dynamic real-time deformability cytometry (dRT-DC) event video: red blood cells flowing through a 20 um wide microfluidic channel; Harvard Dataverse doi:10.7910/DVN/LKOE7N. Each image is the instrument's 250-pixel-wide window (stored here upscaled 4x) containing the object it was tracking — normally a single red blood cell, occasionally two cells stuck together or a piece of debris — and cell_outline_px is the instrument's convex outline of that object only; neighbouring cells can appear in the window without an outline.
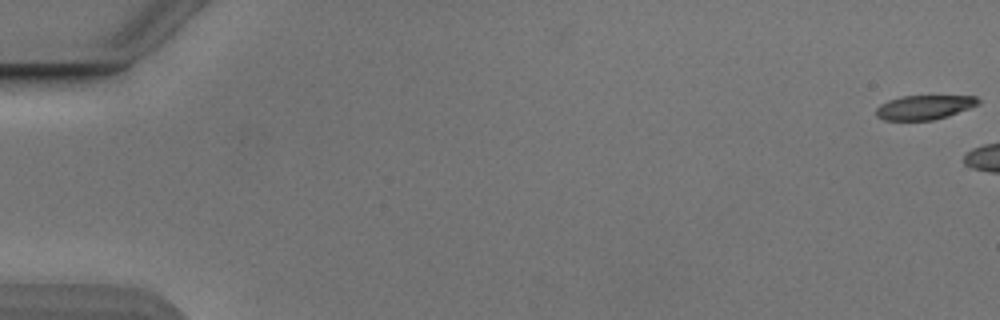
{"species": "Egyptian fruit bat (a non-hibernating species)", "species_latin": "Rousettus aegyptiacus", "temperature_condition": "cold", "stored_images_in_passage": 5, "camera_frame_rate_fps": 3000, "um_per_image_px": 0.085, "animal": {"sex": "male"}, "frame": {"image": 1, "passage_image": 1, "time_ms": 0.0, "image_size_px": [1000, 320], "cell_outline_px": [[980, 104], [948, 116], [932, 120], [884, 120], [876, 116], [876, 108], [880, 104], [888, 100], [900, 96], [976, 96], [980, 100]], "centroid_in_image_um": [78.56, 9.12], "position_along_channel_um": 6.4, "area_um2": 14.51}}